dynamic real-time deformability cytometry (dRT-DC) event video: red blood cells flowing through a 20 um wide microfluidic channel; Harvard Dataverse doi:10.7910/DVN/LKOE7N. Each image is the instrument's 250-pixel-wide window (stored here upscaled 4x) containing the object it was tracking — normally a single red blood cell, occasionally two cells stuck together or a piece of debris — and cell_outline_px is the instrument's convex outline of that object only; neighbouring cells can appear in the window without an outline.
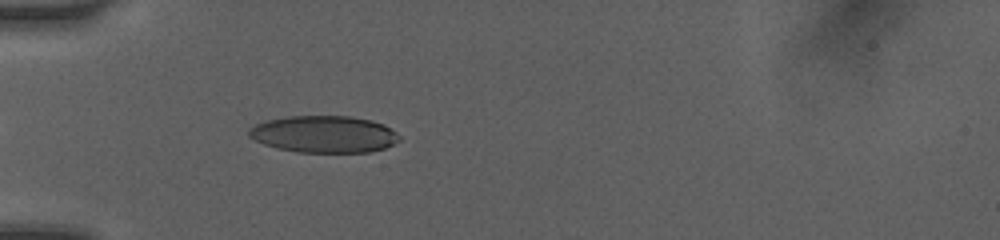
{"species": "human", "species_latin": "Homo sapiens", "temperature_condition": "room temperature", "stored_images_in_passage": 7, "camera_frame_rate_fps": 3000, "um_per_image_px": 0.085, "donor": {"sex": "female"}, "frame": {"image": 1, "passage_image": 6, "time_ms": 4.0, "image_size_px": [1000, 240], "cell_outline_px": [[400, 140], [384, 148], [368, 152], [296, 152], [276, 148], [264, 144], [248, 136], [248, 128], [256, 124], [268, 120], [288, 116], [348, 116], [372, 120], [384, 124], [396, 132], [400, 136]], "centroid_in_image_um": [27.53, 11.4], "position_along_channel_um": 57.5, "area_um2": 32.37}}